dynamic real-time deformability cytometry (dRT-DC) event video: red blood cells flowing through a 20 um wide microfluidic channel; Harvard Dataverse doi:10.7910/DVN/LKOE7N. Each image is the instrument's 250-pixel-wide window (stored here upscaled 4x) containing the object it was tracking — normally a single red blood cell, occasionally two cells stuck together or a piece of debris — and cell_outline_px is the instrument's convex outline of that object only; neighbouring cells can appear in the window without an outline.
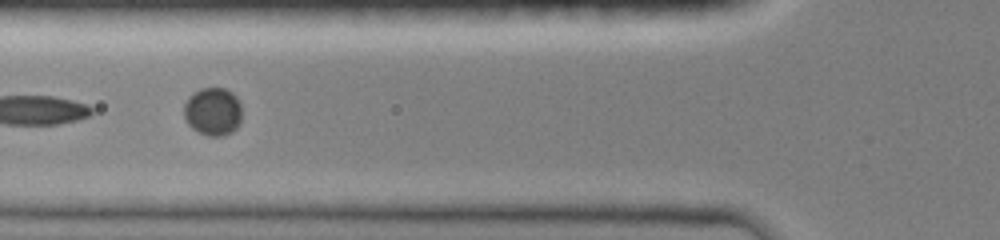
{"species": "common noctule bat (a hibernating species)", "species_latin": "Nyctalus noctula", "temperature_condition": "room temperature", "stored_images_in_passage": 20, "segment_of_instrument_passage": [2, 2], "camera_frame_rate_fps": 3000, "um_per_image_px": 0.085, "animal": {"sex": "female", "body_mass_g": 19.0, "forearm_length_mm": 51.5}, "frame": {"image": 1, "passage_image": 7, "time_ms": 5.0, "image_size_px": [1000, 240], "cell_outline_px": [[240, 124], [232, 132], [224, 136], [208, 136], [192, 128], [188, 124], [184, 116], [184, 104], [188, 96], [192, 92], [200, 88], [224, 88], [232, 92], [236, 96], [240, 104]], "centroid_in_image_um": [18.08, 9.47], "position_along_channel_um": 107.7, "area_um2": 16.36}}
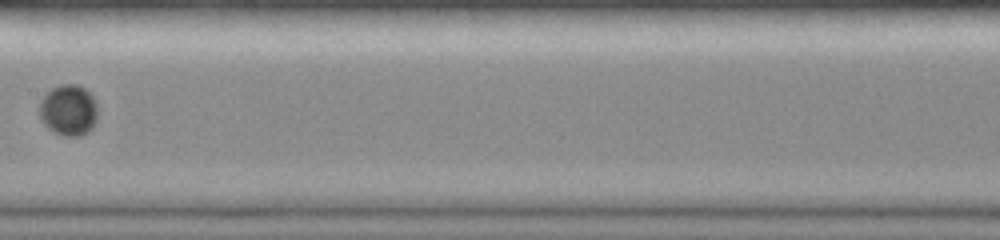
{"frame": {"image": 2, "passage_image": 10, "time_ms": 7.333, "image_size_px": [1000, 240], "cell_outline_px": [[96, 120], [92, 128], [88, 132], [80, 136], [64, 136], [52, 132], [44, 124], [40, 116], [40, 100], [52, 88], [60, 84], [76, 84], [84, 88], [92, 96], [96, 104]], "centroid_in_image_um": [5.82, 9.38], "position_along_channel_um": 201.6, "area_um2": 17.28}}
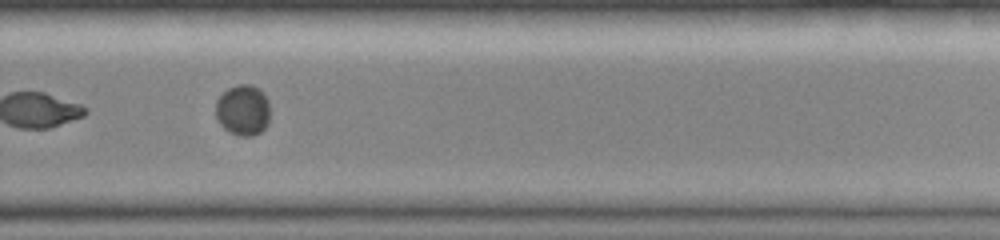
{"frame": {"image": 3, "passage_image": 14, "time_ms": 10.0, "image_size_px": [1000, 240], "cell_outline_px": [[268, 124], [260, 132], [252, 136], [240, 136], [224, 128], [220, 124], [216, 116], [216, 100], [228, 88], [236, 84], [252, 84], [260, 88], [268, 100]], "centroid_in_image_um": [20.65, 9.34], "position_along_channel_um": 309.1, "area_um2": 16.07}}